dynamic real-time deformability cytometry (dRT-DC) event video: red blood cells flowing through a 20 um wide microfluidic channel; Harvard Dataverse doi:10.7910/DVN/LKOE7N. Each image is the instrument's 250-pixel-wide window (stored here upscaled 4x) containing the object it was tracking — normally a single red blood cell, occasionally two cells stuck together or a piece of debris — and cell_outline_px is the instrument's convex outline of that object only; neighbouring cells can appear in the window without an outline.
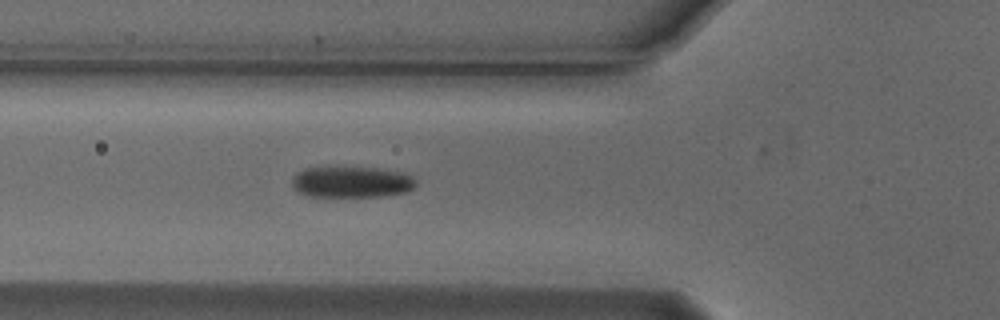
{"species": "Egyptian fruit bat (a non-hibernating species)", "species_latin": "Rousettus aegyptiacus", "temperature_condition": "cold", "stored_images_in_passage": 5, "camera_frame_rate_fps": 3000, "um_per_image_px": 0.085, "animal": {"sex": "male"}, "frame": {"image": 1, "passage_image": 5, "time_ms": 1.333, "image_size_px": [1000, 320], "cell_outline_px": [[416, 184], [412, 188], [404, 192], [380, 196], [308, 196], [296, 192], [292, 188], [292, 176], [296, 172], [304, 168], [380, 168], [400, 172], [412, 176], [416, 180]], "centroid_in_image_um": [29.82, 15.47], "position_along_channel_um": 96.0, "area_um2": 22.37}}